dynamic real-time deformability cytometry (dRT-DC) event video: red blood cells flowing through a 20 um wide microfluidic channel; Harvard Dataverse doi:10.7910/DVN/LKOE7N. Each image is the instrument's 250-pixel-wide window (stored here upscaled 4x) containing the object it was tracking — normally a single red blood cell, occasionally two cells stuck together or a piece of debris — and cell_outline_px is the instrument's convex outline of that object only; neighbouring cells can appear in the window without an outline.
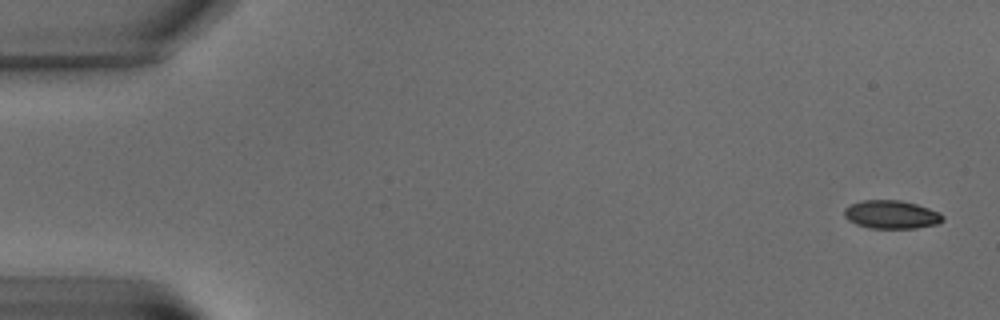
{"species": "common noctule bat (a hibernating species)", "species_latin": "Nyctalus noctula", "temperature_condition": "warm", "stored_images_in_passage": 7, "camera_frame_rate_fps": 3000, "um_per_image_px": 0.085, "animal": {"sex": "male", "body_mass_g": 15.6}, "frame": {"image": 1, "passage_image": 1, "time_ms": 0.0, "image_size_px": [1000, 320], "cell_outline_px": [[944, 220], [936, 224], [916, 228], [868, 228], [856, 224], [848, 220], [844, 216], [844, 208], [848, 204], [860, 200], [900, 200], [916, 204], [940, 212], [944, 216]], "centroid_in_image_um": [75.73, 18.23], "position_along_channel_um": 9.3, "area_um2": 16.42}}
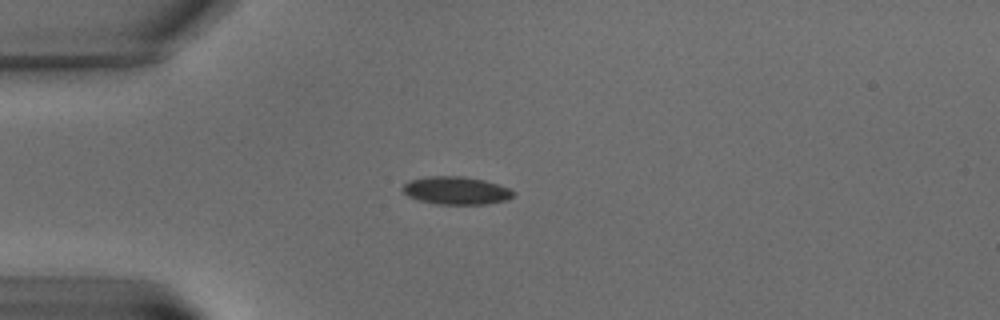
{"frame": {"image": 2, "passage_image": 5, "time_ms": 5.667, "image_size_px": [1000, 320], "cell_outline_px": [[516, 192], [508, 200], [484, 204], [436, 204], [420, 200], [408, 196], [404, 192], [404, 184], [412, 180], [428, 176], [464, 176], [484, 180], [508, 188]], "centroid_in_image_um": [38.8, 16.19], "position_along_channel_um": 46.2, "area_um2": 17.74}}
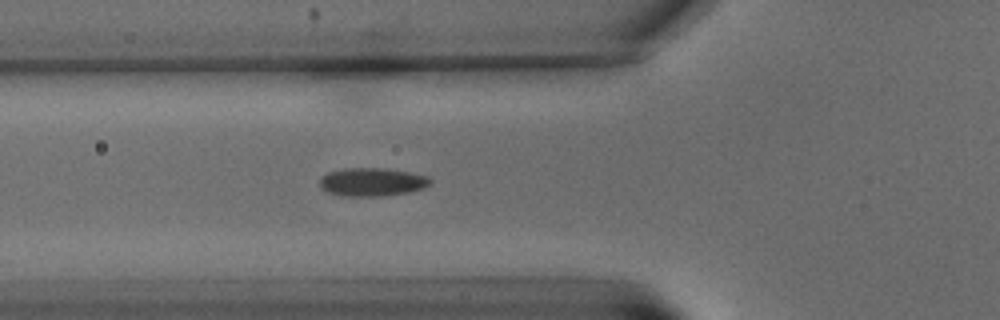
{"frame": {"image": 3, "passage_image": 7, "time_ms": 8.0, "image_size_px": [1000, 320], "cell_outline_px": [[432, 180], [424, 188], [408, 192], [380, 196], [344, 196], [328, 192], [320, 184], [320, 180], [328, 172], [348, 168], [384, 168], [408, 172], [428, 176]], "centroid_in_image_um": [31.65, 15.47], "position_along_channel_um": 94.1, "area_um2": 17.92}}